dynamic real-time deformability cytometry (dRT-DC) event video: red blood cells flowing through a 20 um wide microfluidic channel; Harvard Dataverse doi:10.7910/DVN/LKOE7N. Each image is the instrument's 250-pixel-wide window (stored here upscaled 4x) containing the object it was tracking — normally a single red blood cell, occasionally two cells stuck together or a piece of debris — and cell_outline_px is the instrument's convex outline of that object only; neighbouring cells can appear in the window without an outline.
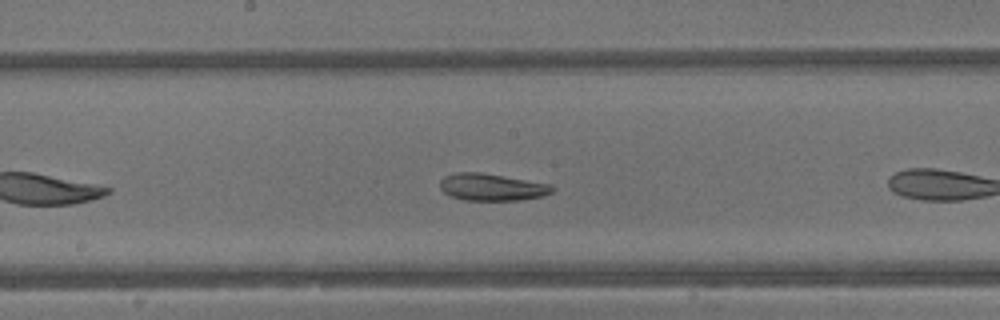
{"species": "common noctule bat (a hibernating species)", "species_latin": "Nyctalus noctula", "temperature_condition": "warm", "stored_images_in_passage": 31, "segment_of_instrument_passage": [1, 2], "camera_frame_rate_fps": 3000, "um_per_image_px": 0.085, "animal": {"sex": "male", "body_mass_g": 13.3}, "frame": {"image": 1, "passage_image": 10, "time_ms": 3.0, "image_size_px": [1000, 320], "cell_outline_px": [[556, 188], [552, 192], [544, 196], [520, 200], [464, 200], [452, 196], [444, 192], [440, 188], [440, 180], [444, 176], [456, 172], [480, 172], [552, 184]], "centroid_in_image_um": [41.83, 15.9], "position_along_channel_um": 206.4, "area_um2": 17.8}}